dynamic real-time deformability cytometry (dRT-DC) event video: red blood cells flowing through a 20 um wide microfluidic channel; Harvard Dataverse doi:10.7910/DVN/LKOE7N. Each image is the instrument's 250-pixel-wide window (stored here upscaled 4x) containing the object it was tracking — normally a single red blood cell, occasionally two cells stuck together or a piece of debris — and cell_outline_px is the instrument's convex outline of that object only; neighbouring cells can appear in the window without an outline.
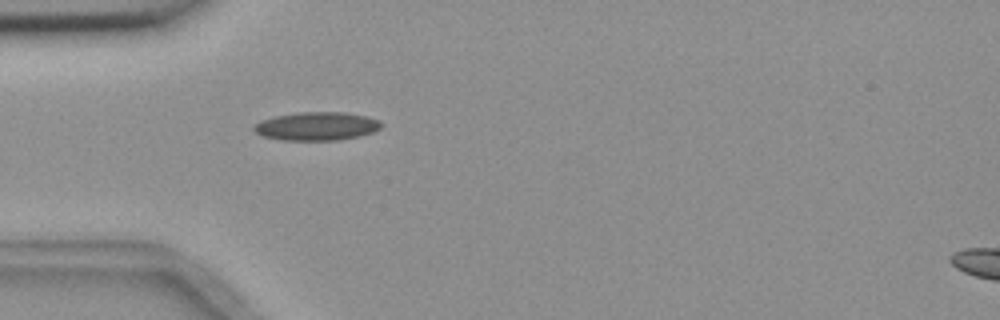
{"species": "common noctule bat (a hibernating species)", "species_latin": "Nyctalus noctula", "temperature_condition": "room temperature", "stored_images_in_passage": 1, "camera_frame_rate_fps": 3000, "um_per_image_px": 0.085, "animal": {"sex": "female", "body_mass_g": 18.4}, "frame": {"image": 1, "passage_image": 1, "time_ms": 0.0, "image_size_px": [1000, 320], "cell_outline_px": [[384, 124], [376, 132], [360, 136], [336, 140], [284, 140], [264, 136], [256, 132], [252, 128], [260, 120], [276, 116], [300, 112], [344, 112], [364, 116], [380, 120]], "centroid_in_image_um": [26.97, 10.73], "position_along_channel_um": 58.0, "area_um2": 21.04}}